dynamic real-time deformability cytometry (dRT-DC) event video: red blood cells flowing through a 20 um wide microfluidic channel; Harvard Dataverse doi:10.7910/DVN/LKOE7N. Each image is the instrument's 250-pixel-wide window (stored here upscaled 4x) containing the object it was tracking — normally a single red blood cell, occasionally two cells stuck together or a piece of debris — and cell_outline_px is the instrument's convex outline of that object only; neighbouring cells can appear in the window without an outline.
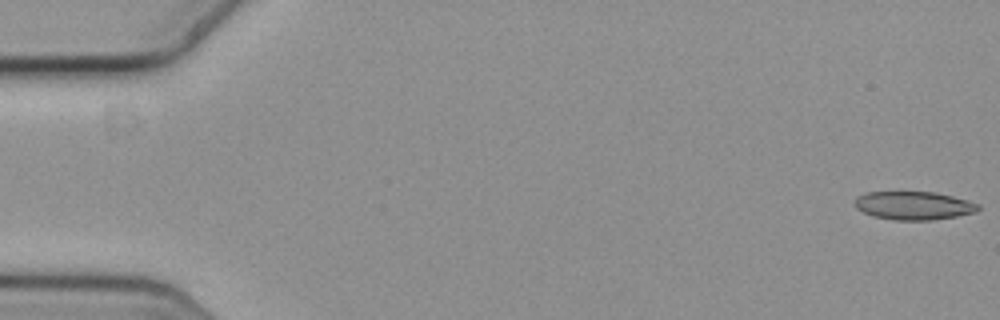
{"species": "common noctule bat (a hibernating species)", "species_latin": "Nyctalus noctula", "temperature_condition": "cold", "stored_images_in_passage": 57, "camera_frame_rate_fps": 3000, "um_per_image_px": 0.085, "animal": {"sex": "female", "body_mass_g": 19.3, "forearm_length_mm": 54.1}, "frame": {"image": 1, "passage_image": 1, "time_ms": 0.0, "image_size_px": [1000, 320], "cell_outline_px": [[980, 208], [976, 212], [956, 216], [932, 220], [896, 220], [872, 216], [856, 208], [856, 196], [864, 192], [932, 192], [952, 196], [980, 204]], "centroid_in_image_um": [77.66, 17.47], "position_along_channel_um": 7.3, "area_um2": 20.29}}
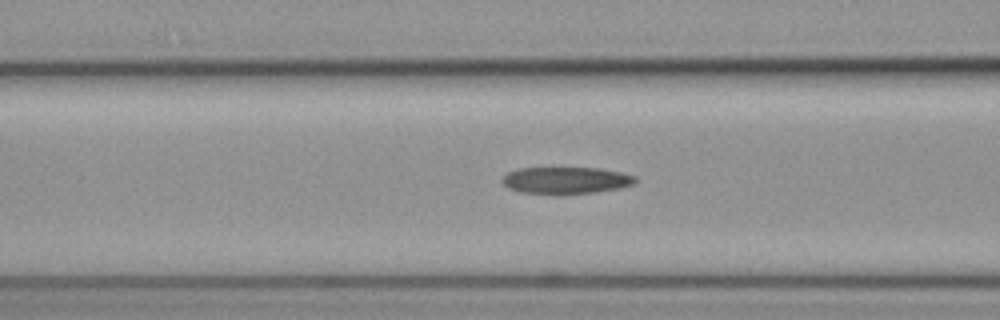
{"frame": {"image": 2, "passage_image": 23, "time_ms": 7.333, "image_size_px": [1000, 320], "cell_outline_px": [[636, 184], [620, 188], [596, 192], [520, 192], [508, 188], [500, 180], [508, 172], [520, 168], [596, 168], [620, 172], [636, 176]], "centroid_in_image_um": [48.13, 15.3], "position_along_channel_um": 118.5, "area_um2": 20.23}}
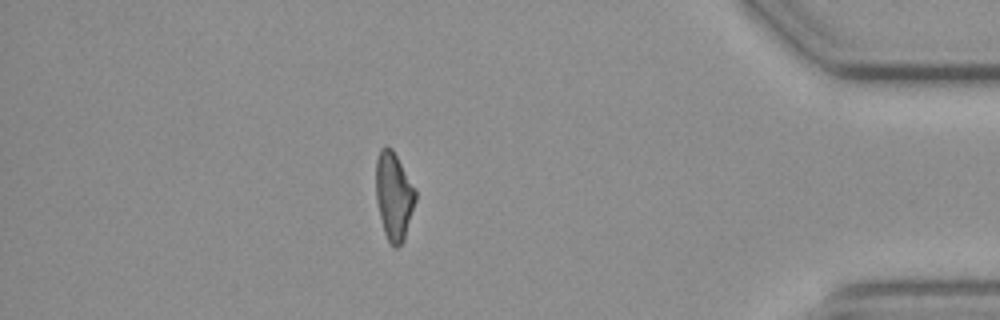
{"frame": {"image": 3, "passage_image": 50, "time_ms": 16.333, "image_size_px": [1000, 320], "cell_outline_px": [[416, 200], [404, 240], [396, 248], [392, 248], [384, 232], [376, 200], [376, 160], [380, 148], [384, 144], [392, 148], [416, 188]], "centroid_in_image_um": [33.48, 16.63], "position_along_channel_um": 401.7, "area_um2": 20.46}, "authors_computed_cell_mechanics": {"area_um2": 21.097, "velocity_mm_per_s": 3.6357, "shape_relaxation_time_tau1_ms": 10.7995, "shape_relaxation_time_tau2_ms": 3.6596, "deformation_change_tau1": 0.2462, "deformation_change_tau2": 0.1268}}